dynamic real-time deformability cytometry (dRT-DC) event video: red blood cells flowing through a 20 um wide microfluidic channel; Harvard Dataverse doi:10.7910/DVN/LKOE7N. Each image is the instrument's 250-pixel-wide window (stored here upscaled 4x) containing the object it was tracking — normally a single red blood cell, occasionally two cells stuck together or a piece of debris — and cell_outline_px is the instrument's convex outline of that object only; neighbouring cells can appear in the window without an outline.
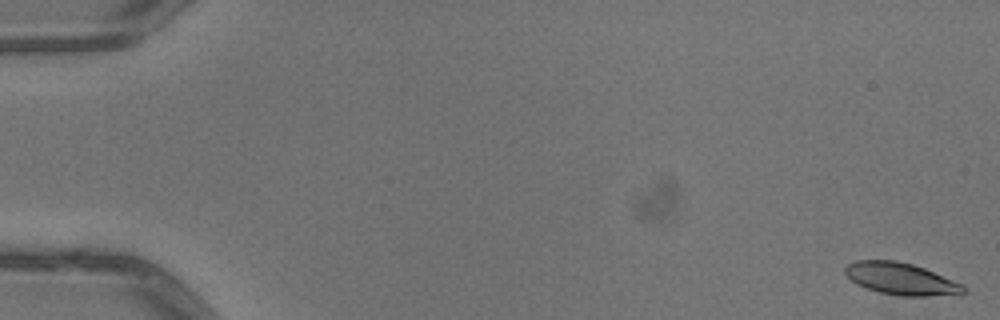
{"species": "common noctule bat (a hibernating species)", "species_latin": "Nyctalus noctula", "temperature_condition": "warm", "stored_images_in_passage": 52, "camera_frame_rate_fps": 3000, "um_per_image_px": 0.085, "animal": {"sex": "male", "body_mass_g": 13.3}, "frame": {"image": 1, "passage_image": 1, "time_ms": 0.0, "image_size_px": [1000, 320], "cell_outline_px": [[964, 292], [928, 296], [900, 296], [880, 292], [856, 284], [844, 272], [844, 268], [848, 264], [856, 260], [896, 260], [912, 264], [924, 268], [964, 284]], "centroid_in_image_um": [76.55, 23.68], "position_along_channel_um": 8.4, "area_um2": 21.79}}
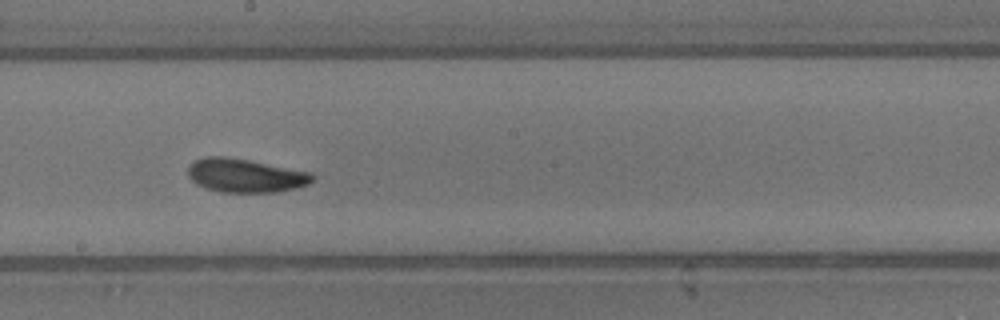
{"frame": {"image": 2, "passage_image": 30, "time_ms": 9.667, "image_size_px": [1000, 320], "cell_outline_px": [[316, 176], [308, 184], [296, 188], [276, 192], [220, 192], [204, 188], [196, 184], [188, 176], [188, 164], [204, 156], [224, 156], [248, 160], [312, 172]], "centroid_in_image_um": [20.83, 14.92], "position_along_channel_um": 227.4, "area_um2": 24.57}}
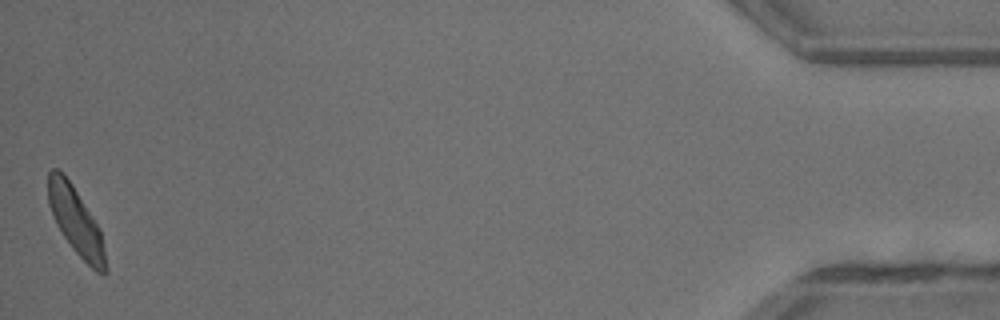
{"frame": {"image": 3, "passage_image": 52, "time_ms": 17.0, "image_size_px": [1000, 320], "cell_outline_px": [[108, 272], [104, 276], [96, 272], [72, 248], [56, 224], [48, 204], [48, 172], [52, 168], [56, 168], [64, 172], [72, 184], [100, 228]], "centroid_in_image_um": [6.45, 18.79], "position_along_channel_um": 428.8, "area_um2": 22.48}, "authors_computed_cell_mechanics": {"area_um2": 23.1489, "velocity_mm_per_s": 4.0348, "shape_relaxation_time_tau1_ms": 2.287, "shape_relaxation_time_tau2_ms": 3.648, "deformation_change_tau1": 0.1048, "deformation_change_tau2": 0.106}}